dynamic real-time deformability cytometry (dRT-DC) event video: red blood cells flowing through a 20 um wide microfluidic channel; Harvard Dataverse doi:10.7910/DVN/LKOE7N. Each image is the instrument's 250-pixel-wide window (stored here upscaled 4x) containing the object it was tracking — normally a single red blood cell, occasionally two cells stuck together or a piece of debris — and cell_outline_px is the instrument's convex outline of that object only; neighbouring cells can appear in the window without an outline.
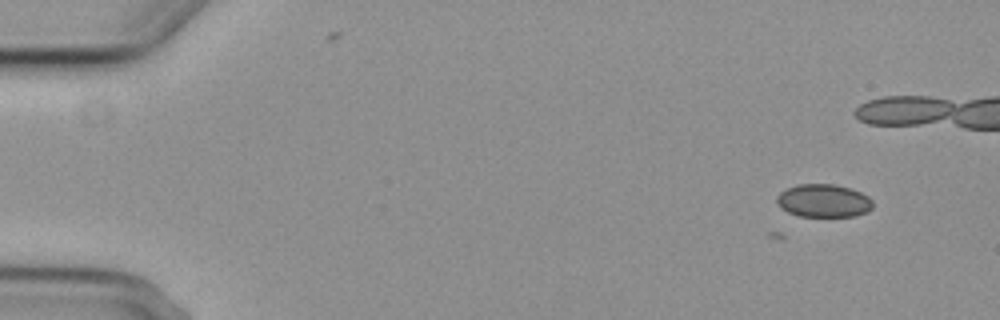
{"species": "common noctule bat (a hibernating species)", "species_latin": "Nyctalus noctula", "temperature_condition": "cold", "stored_images_in_passage": 10, "camera_frame_rate_fps": 3000, "um_per_image_px": 0.085, "animal": {"sex": "female", "body_mass_g": 29.2, "forearm_length_mm": 56.3}, "frame": {"image": 1, "passage_image": 2, "time_ms": 1.0, "image_size_px": [1000, 320], "cell_outline_px": [[872, 208], [868, 212], [856, 216], [800, 216], [788, 212], [776, 200], [776, 196], [784, 188], [796, 184], [832, 184], [848, 188], [860, 192], [868, 196], [872, 200]], "centroid_in_image_um": [70.01, 17.05], "position_along_channel_um": 15.0, "area_um2": 18.44}}
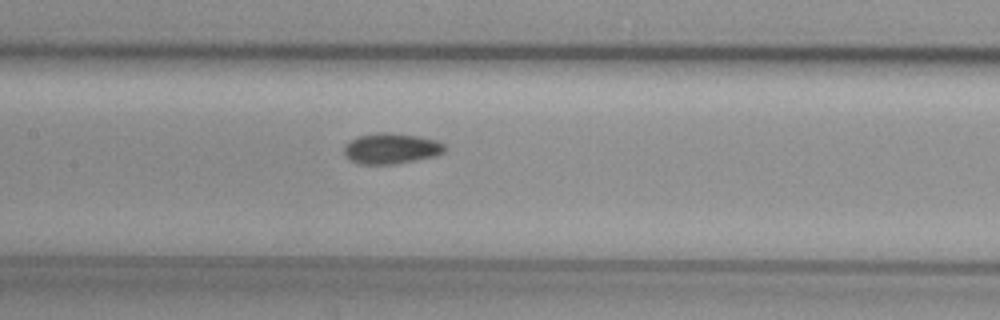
{"frame": {"image": 2, "passage_image": 9, "time_ms": 9.667, "image_size_px": [1000, 320], "cell_outline_px": [[444, 152], [432, 156], [396, 164], [360, 164], [344, 156], [344, 144], [360, 136], [376, 132], [392, 132], [416, 136], [436, 140], [444, 144]], "centroid_in_image_um": [33.21, 12.61], "position_along_channel_um": 174.2, "area_um2": 17.8}}